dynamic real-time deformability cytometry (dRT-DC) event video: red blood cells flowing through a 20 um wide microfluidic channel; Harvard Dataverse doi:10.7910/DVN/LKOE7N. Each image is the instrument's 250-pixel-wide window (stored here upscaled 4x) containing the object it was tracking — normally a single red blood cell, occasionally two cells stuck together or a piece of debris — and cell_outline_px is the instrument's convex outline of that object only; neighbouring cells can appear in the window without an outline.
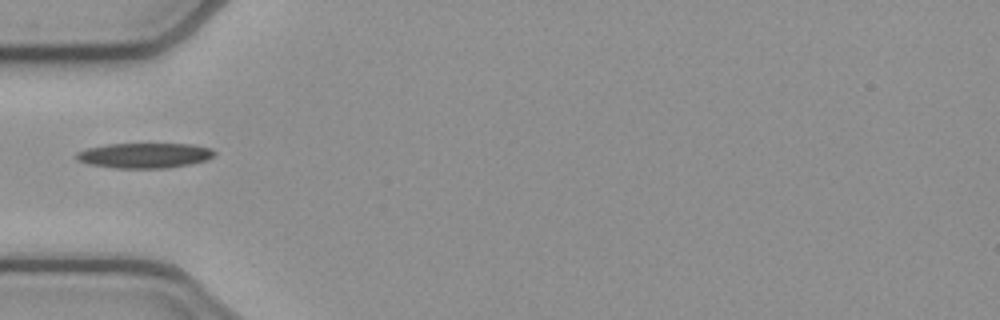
{"species": "common noctule bat (a hibernating species)", "species_latin": "Nyctalus noctula", "temperature_condition": "cold", "stored_images_in_passage": 36, "camera_frame_rate_fps": 3000, "um_per_image_px": 0.085, "animal": {"sex": "female", "body_mass_g": 21.9}, "frame": {"image": 1, "passage_image": 1, "time_ms": 0.0, "image_size_px": [1000, 320], "cell_outline_px": [[216, 152], [208, 160], [168, 168], [116, 168], [88, 164], [76, 160], [76, 152], [88, 148], [108, 144], [192, 144], [212, 148]], "centroid_in_image_um": [12.29, 13.21], "position_along_channel_um": 72.7, "area_um2": 20.23}}
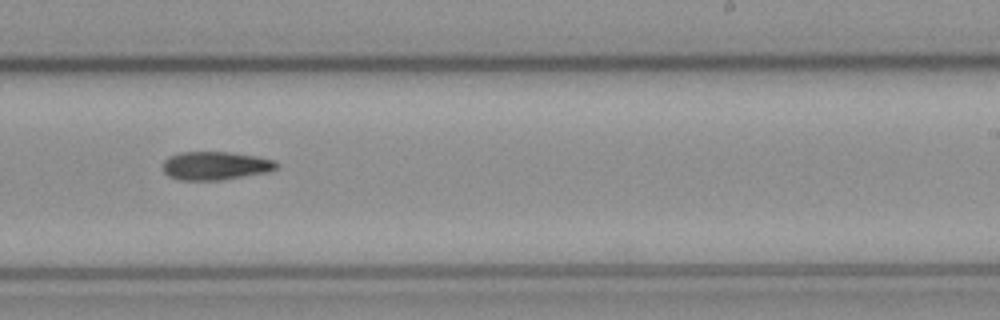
{"frame": {"image": 2, "passage_image": 16, "time_ms": 5.0, "image_size_px": [1000, 320], "cell_outline_px": [[280, 164], [276, 168], [268, 172], [220, 180], [180, 180], [168, 176], [164, 172], [164, 160], [168, 156], [180, 152], [228, 152], [256, 156], [276, 160]], "centroid_in_image_um": [18.32, 14.08], "position_along_channel_um": 270.7, "area_um2": 18.84}}
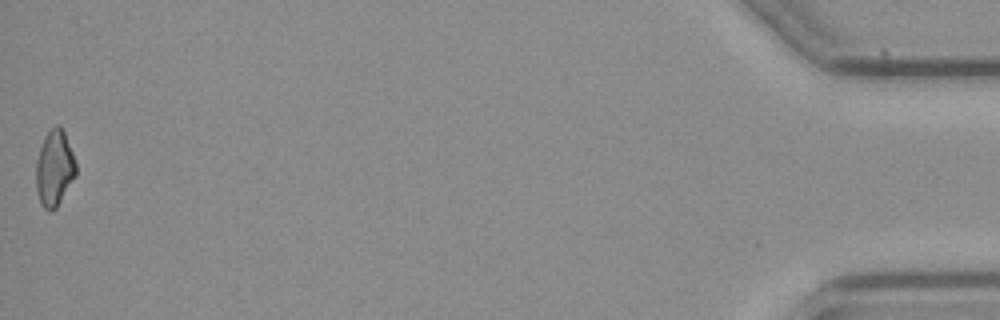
{"frame": {"image": 3, "passage_image": 36, "time_ms": 11.667, "image_size_px": [1000, 320], "cell_outline_px": [[76, 176], [56, 208], [52, 212], [48, 212], [40, 204], [36, 188], [36, 160], [44, 136], [56, 124], [60, 124], [64, 132], [72, 152], [76, 164]], "centroid_in_image_um": [4.62, 14.33], "position_along_channel_um": 430.6, "area_um2": 17.74}}